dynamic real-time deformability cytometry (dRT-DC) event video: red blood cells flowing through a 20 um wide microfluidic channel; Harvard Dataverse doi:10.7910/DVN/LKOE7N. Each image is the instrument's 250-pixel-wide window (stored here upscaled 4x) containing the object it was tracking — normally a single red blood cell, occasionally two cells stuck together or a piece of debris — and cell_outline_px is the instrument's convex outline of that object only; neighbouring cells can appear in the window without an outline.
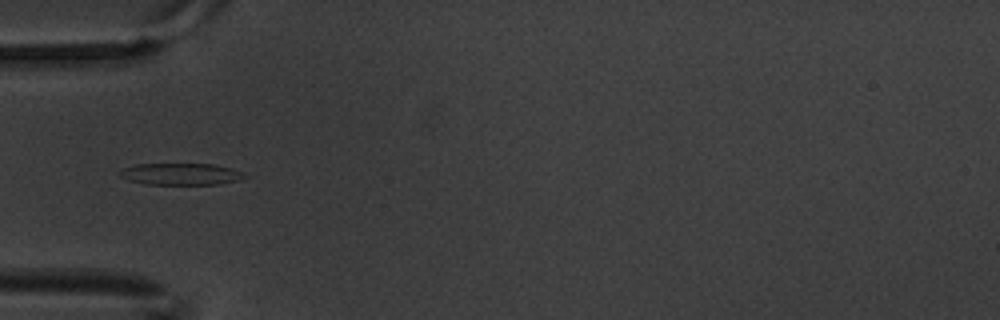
{"species": "common noctule bat (a hibernating species)", "species_latin": "Nyctalus noctula", "temperature_condition": "warm", "stored_images_in_passage": 10, "camera_frame_rate_fps": 3000, "um_per_image_px": 0.085, "animal": {"sex": "male", "body_mass_g": 20.1, "forearm_length_mm": 53.5}, "frame": {"image": 1, "passage_image": 4, "time_ms": 1.0, "image_size_px": [1000, 320], "cell_outline_px": [[248, 176], [240, 180], [220, 184], [144, 184], [128, 180], [120, 176], [116, 172], [124, 168], [136, 164], [216, 164], [232, 168], [244, 172]], "centroid_in_image_um": [15.4, 14.79], "position_along_channel_um": 69.6, "area_um2": 16.01}}
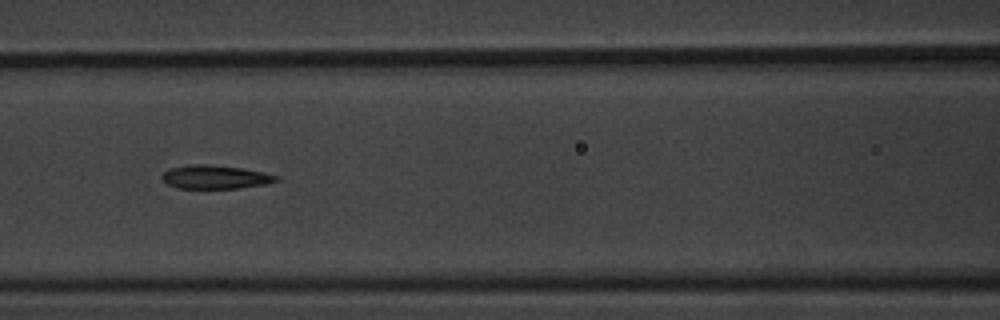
{"frame": {"image": 2, "passage_image": 6, "time_ms": 1.667, "image_size_px": [1000, 320], "cell_outline_px": [[280, 180], [264, 184], [240, 188], [176, 188], [168, 184], [160, 176], [168, 168], [192, 164], [208, 164], [244, 168], [280, 176]], "centroid_in_image_um": [18.29, 15.04], "position_along_channel_um": 148.3, "area_um2": 15.78}}
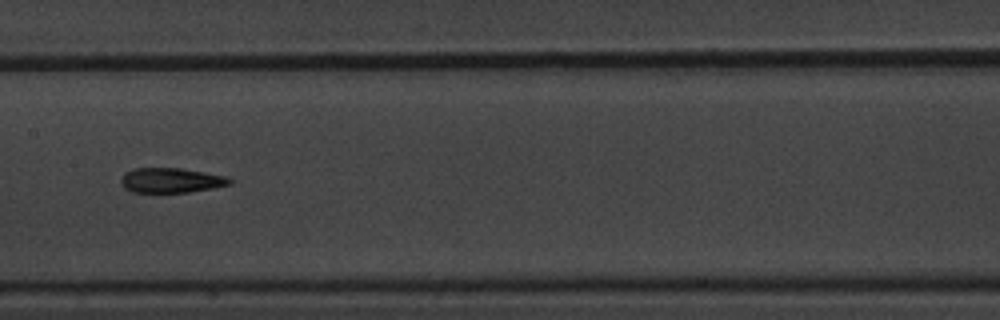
{"frame": {"image": 3, "passage_image": 7, "time_ms": 2.0, "image_size_px": [1000, 320], "cell_outline_px": [[232, 184], [212, 188], [188, 192], [132, 192], [124, 188], [120, 180], [124, 172], [136, 168], [180, 168], [204, 172], [224, 176], [232, 180]], "centroid_in_image_um": [14.51, 15.33], "position_along_channel_um": 192.9, "area_um2": 15.66}}